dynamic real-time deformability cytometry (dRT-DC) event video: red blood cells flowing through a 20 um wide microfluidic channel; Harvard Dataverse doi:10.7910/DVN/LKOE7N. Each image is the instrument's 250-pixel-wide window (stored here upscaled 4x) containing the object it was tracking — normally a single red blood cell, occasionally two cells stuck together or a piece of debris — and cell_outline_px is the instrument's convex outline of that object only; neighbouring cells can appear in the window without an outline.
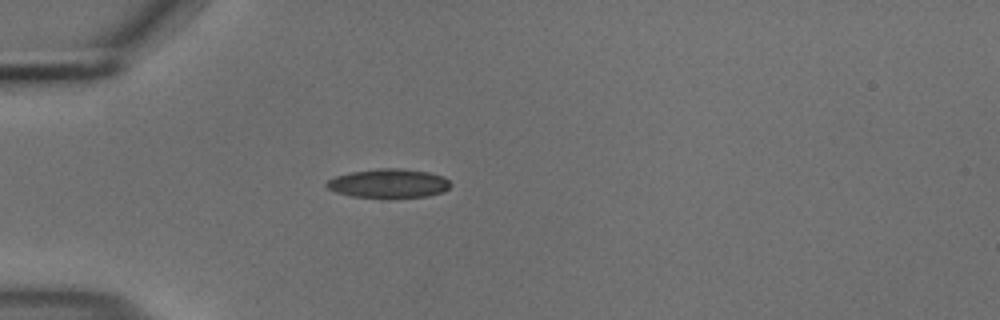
{"species": "common noctule bat (a hibernating species)", "species_latin": "Nyctalus noctula", "temperature_condition": "cold", "stored_images_in_passage": 40, "camera_frame_rate_fps": 3000, "um_per_image_px": 0.085, "animal": {"sex": "male", "body_mass_g": 18.8}, "frame": {"image": 1, "passage_image": 1, "time_ms": 0.0, "image_size_px": [1000, 320], "cell_outline_px": [[452, 184], [444, 192], [428, 196], [388, 200], [352, 196], [336, 192], [328, 188], [324, 184], [328, 180], [336, 176], [352, 172], [376, 168], [400, 168], [428, 172], [444, 176]], "centroid_in_image_um": [33.06, 15.62], "position_along_channel_um": 51.9, "area_um2": 21.62}}
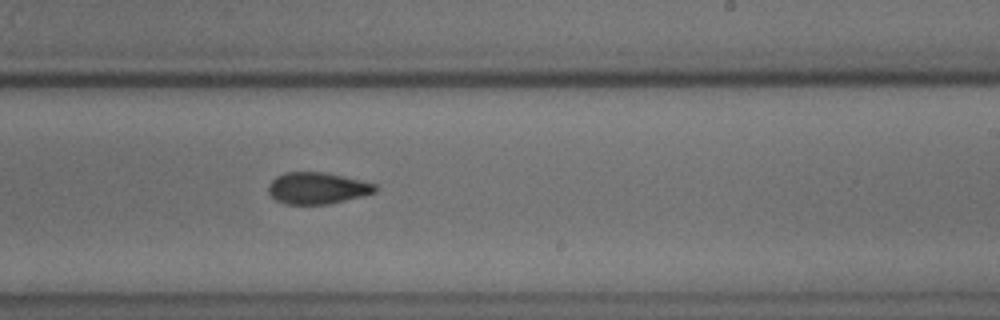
{"frame": {"image": 2, "passage_image": 19, "time_ms": 6.0, "image_size_px": [1000, 320], "cell_outline_px": [[376, 192], [328, 204], [284, 204], [276, 200], [268, 192], [268, 184], [276, 176], [284, 172], [324, 172], [360, 180], [376, 184]], "centroid_in_image_um": [26.92, 15.99], "position_along_channel_um": 262.1, "area_um2": 19.54}}
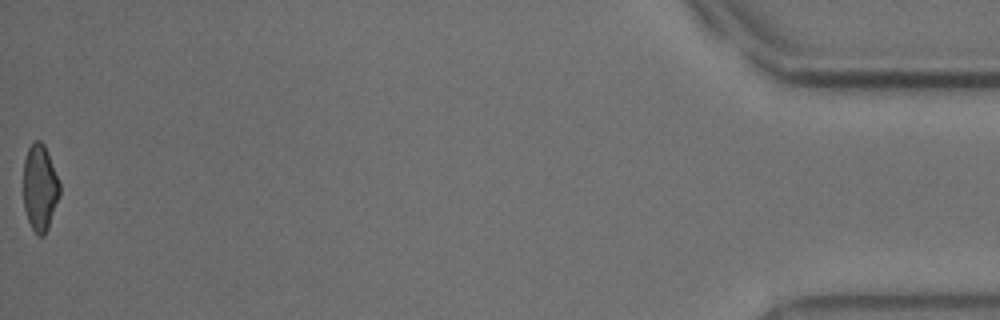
{"frame": {"image": 3, "passage_image": 40, "time_ms": 13.0, "image_size_px": [1000, 320], "cell_outline_px": [[60, 196], [48, 228], [44, 236], [36, 236], [28, 220], [24, 208], [24, 160], [28, 148], [32, 140], [40, 140], [44, 144], [60, 184]], "centroid_in_image_um": [3.39, 15.97], "position_along_channel_um": 431.8, "area_um2": 18.32}, "authors_computed_cell_mechanics": {"area_um2": 19.6809, "velocity_mm_per_s": 3.7108, "shape_relaxation_time_tau1_ms": 7.1033, "shape_relaxation_time_tau2_ms": 4.1014, "deformation_change_tau1": 0.1566, "deformation_change_tau2": 0.1064}}